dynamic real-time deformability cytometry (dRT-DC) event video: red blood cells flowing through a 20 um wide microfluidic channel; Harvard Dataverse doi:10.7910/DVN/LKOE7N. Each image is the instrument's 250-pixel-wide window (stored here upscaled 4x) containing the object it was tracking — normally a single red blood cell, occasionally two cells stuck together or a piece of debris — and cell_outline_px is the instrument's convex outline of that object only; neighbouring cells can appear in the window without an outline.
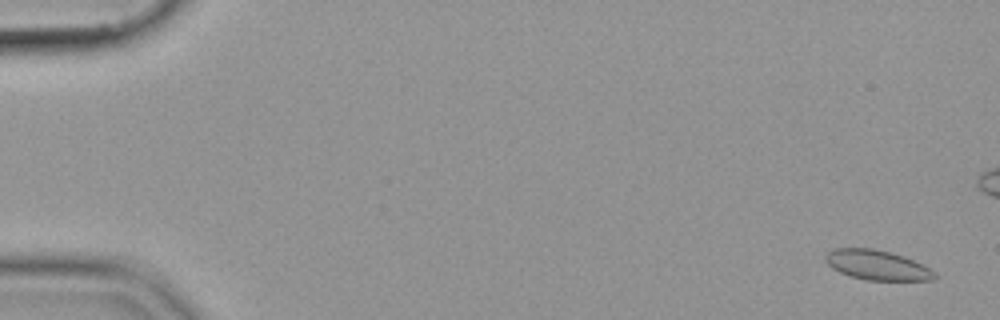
{"species": "common noctule bat (a hibernating species)", "species_latin": "Nyctalus noctula", "temperature_condition": "cold", "stored_images_in_passage": 57, "camera_frame_rate_fps": 3000, "um_per_image_px": 0.085, "animal": {"sex": "female", "body_mass_g": 19.9}, "frame": {"image": 1, "passage_image": 3, "time_ms": 0.667, "image_size_px": [1000, 320], "cell_outline_px": [[936, 276], [932, 280], [864, 280], [848, 276], [832, 268], [828, 264], [824, 256], [832, 248], [872, 248], [904, 256], [924, 264], [936, 272]], "centroid_in_image_um": [74.55, 22.53], "position_along_channel_um": 10.4, "area_um2": 19.07}}
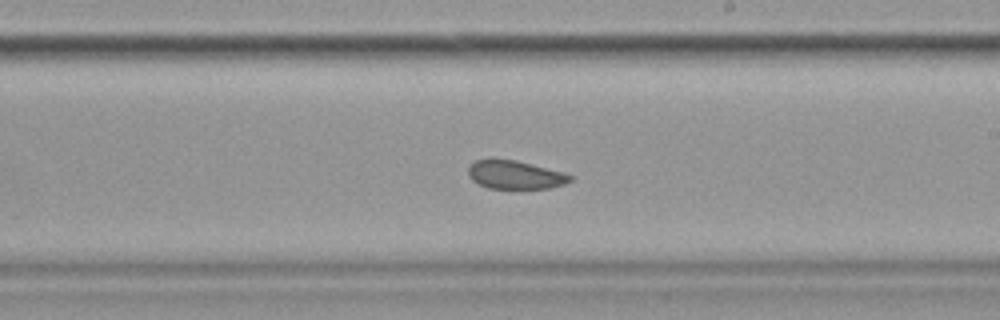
{"frame": {"image": 2, "passage_image": 34, "time_ms": 11.0, "image_size_px": [1000, 320], "cell_outline_px": [[572, 180], [564, 184], [548, 188], [488, 188], [472, 180], [468, 176], [468, 164], [476, 160], [492, 156], [516, 160], [564, 172], [572, 176]], "centroid_in_image_um": [43.72, 14.81], "position_along_channel_um": 245.3, "area_um2": 17.28}}
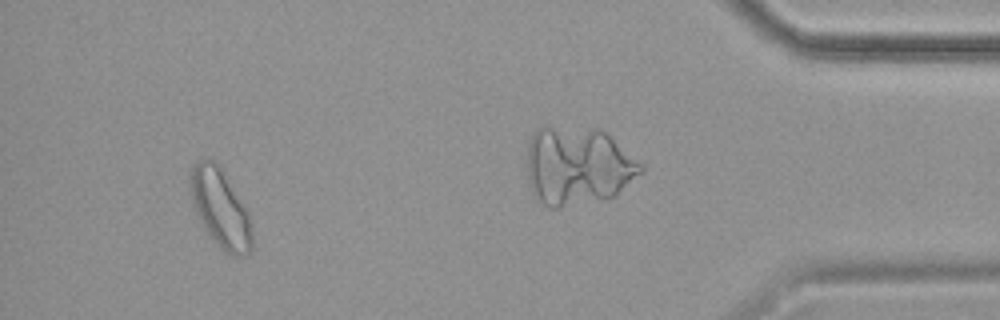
{"frame": {"image": 3, "passage_image": 53, "time_ms": 17.333, "image_size_px": [1000, 320], "cell_outline_px": [[252, 248], [248, 252], [240, 256], [228, 256], [220, 248], [204, 228], [196, 212], [188, 188], [188, 172], [192, 164], [200, 160], [212, 160], [220, 164], [248, 212], [252, 224]], "centroid_in_image_um": [18.71, 17.67], "position_along_channel_um": 416.5, "area_um2": 28.67}}